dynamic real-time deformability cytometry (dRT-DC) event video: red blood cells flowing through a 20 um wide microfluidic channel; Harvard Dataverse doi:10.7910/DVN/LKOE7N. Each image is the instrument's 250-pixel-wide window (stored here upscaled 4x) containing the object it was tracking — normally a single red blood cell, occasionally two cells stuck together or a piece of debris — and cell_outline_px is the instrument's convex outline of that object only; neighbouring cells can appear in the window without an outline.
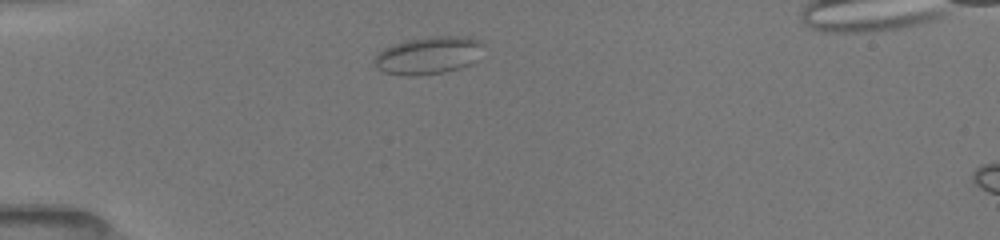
{"species": "common noctule bat (a hibernating species)", "species_latin": "Nyctalus noctula", "temperature_condition": "room temperature", "stored_images_in_passage": 35, "camera_frame_rate_fps": 3000, "um_per_image_px": 0.085, "animal": {"sex": "female", "body_mass_g": 19.5, "forearm_length_mm": 54.1}, "frame": {"image": 1, "passage_image": 3, "time_ms": 1.333, "image_size_px": [1000, 240], "cell_outline_px": [[484, 44], [476, 60], [460, 68], [444, 72], [416, 76], [408, 76], [384, 72], [376, 68], [376, 56], [384, 48], [392, 44], [408, 40], [428, 36], [464, 36], [476, 40]], "centroid_in_image_um": [36.41, 4.7], "position_along_channel_um": 48.6, "area_um2": 23.64}}
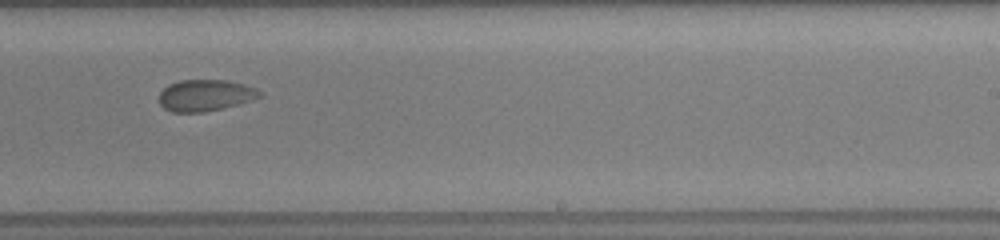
{"frame": {"image": 2, "passage_image": 19, "time_ms": 7.667, "image_size_px": [1000, 240], "cell_outline_px": [[264, 96], [252, 100], [224, 108], [204, 112], [172, 112], [164, 108], [160, 104], [160, 92], [168, 84], [180, 80], [224, 80], [244, 84], [256, 88]], "centroid_in_image_um": [17.46, 8.1], "position_along_channel_um": 271.5, "area_um2": 18.5}}
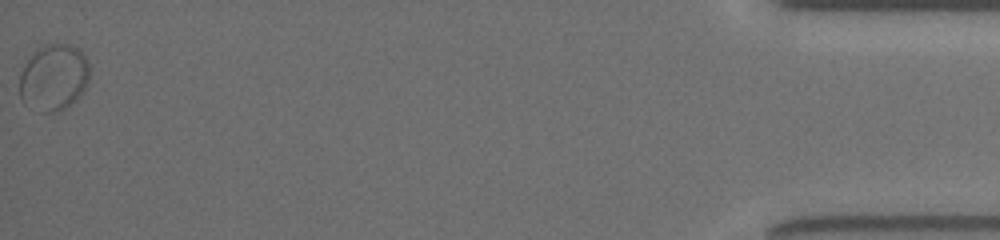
{"frame": {"image": 3, "passage_image": 35, "time_ms": 14.0, "image_size_px": [1000, 240], "cell_outline_px": [[88, 80], [80, 96], [64, 108], [56, 112], [44, 112], [20, 96], [20, 76], [28, 60], [36, 48], [44, 44], [68, 44], [80, 48], [88, 64]], "centroid_in_image_um": [4.6, 6.53], "position_along_channel_um": 430.6, "area_um2": 26.41}, "authors_computed_cell_mechanics": {"area_um2": 19.4208, "velocity_mm_per_s": 3.8801, "shape_relaxation_time_tau1_ms": null, "shape_relaxation_time_tau2_ms": 1.9914, "deformation_change_tau1": null, "deformation_change_tau2": 0.0357}}